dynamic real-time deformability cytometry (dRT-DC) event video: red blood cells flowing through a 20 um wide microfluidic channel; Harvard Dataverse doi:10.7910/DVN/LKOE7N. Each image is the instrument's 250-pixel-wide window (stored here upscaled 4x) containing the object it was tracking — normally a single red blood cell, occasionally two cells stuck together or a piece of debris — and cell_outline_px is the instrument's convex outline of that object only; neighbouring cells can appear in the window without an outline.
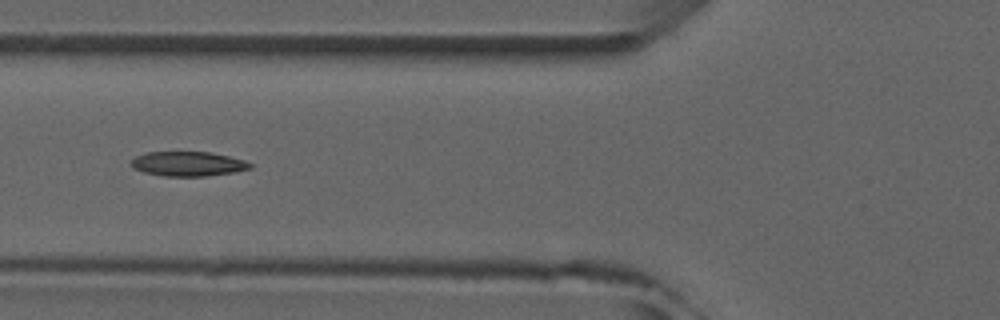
{"species": "common noctule bat (a hibernating species)", "species_latin": "Nyctalus noctula", "temperature_condition": "room temperature", "stored_images_in_passage": 6, "camera_frame_rate_fps": 3000, "um_per_image_px": 0.085, "animal": {"sex": "male", "forearm_length_mm": 52.5}, "frame": {"image": 1, "passage_image": 6, "time_ms": 5.667, "image_size_px": [1000, 320], "cell_outline_px": [[252, 168], [236, 172], [204, 176], [164, 176], [144, 172], [132, 168], [132, 160], [136, 156], [144, 152], [212, 152], [244, 160], [252, 164]], "centroid_in_image_um": [15.99, 13.92], "position_along_channel_um": 109.8, "area_um2": 17.05}}